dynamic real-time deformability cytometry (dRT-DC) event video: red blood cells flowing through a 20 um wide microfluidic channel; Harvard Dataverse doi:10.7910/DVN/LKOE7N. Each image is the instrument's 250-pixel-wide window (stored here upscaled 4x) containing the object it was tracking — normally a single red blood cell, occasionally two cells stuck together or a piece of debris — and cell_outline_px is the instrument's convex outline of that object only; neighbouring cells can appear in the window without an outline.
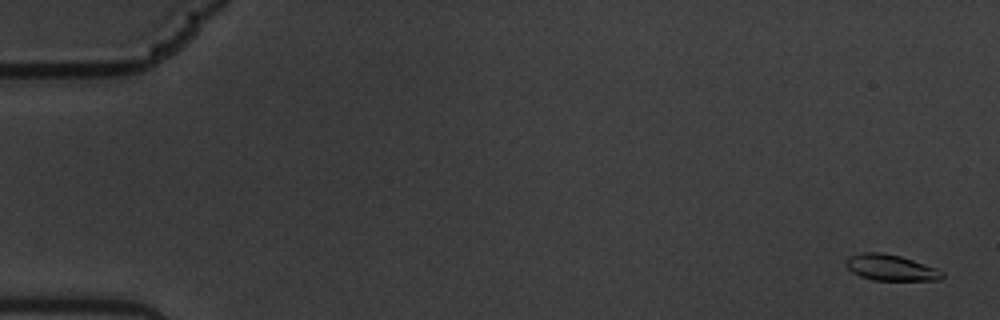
{"species": "common noctule bat (a hibernating species)", "species_latin": "Nyctalus noctula", "temperature_condition": "warm", "stored_images_in_passage": 62, "camera_frame_rate_fps": 3000, "um_per_image_px": 0.085, "animal": {"sex": "male", "body_mass_g": 19.5, "forearm_length_mm": 54.6}, "frame": {"image": 1, "passage_image": 3, "time_ms": 0.667, "image_size_px": [1000, 320], "cell_outline_px": [[944, 276], [940, 280], [872, 280], [860, 276], [852, 272], [844, 264], [844, 260], [848, 256], [864, 252], [880, 252], [900, 256], [936, 268], [944, 272]], "centroid_in_image_um": [75.68, 22.75], "position_along_channel_um": 9.3, "area_um2": 14.62}}
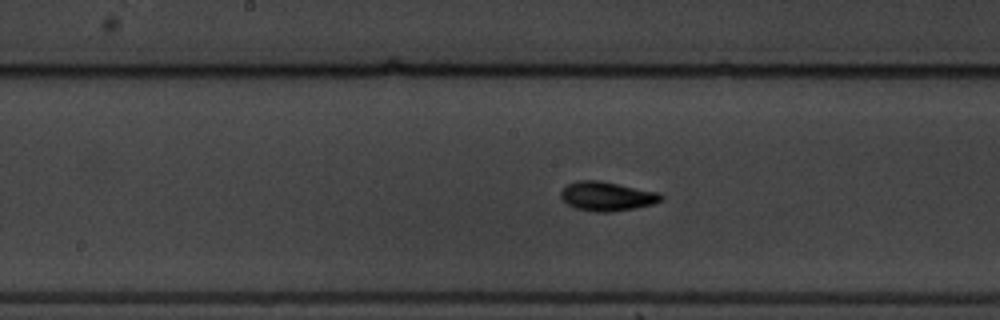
{"frame": {"image": 2, "passage_image": 33, "time_ms": 10.667, "image_size_px": [1000, 320], "cell_outline_px": [[664, 196], [660, 200], [652, 204], [636, 208], [612, 212], [596, 212], [576, 208], [568, 204], [560, 196], [560, 192], [568, 184], [576, 180], [600, 180], [660, 192]], "centroid_in_image_um": [51.6, 16.67], "position_along_channel_um": 196.6, "area_um2": 17.11}}
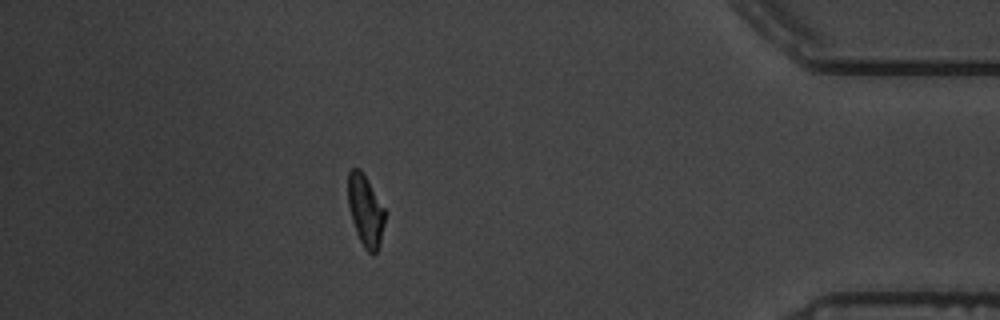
{"frame": {"image": 3, "passage_image": 55, "time_ms": 18.0, "image_size_px": [1000, 320], "cell_outline_px": [[384, 224], [380, 244], [376, 252], [372, 256], [364, 248], [356, 232], [352, 220], [348, 204], [348, 172], [352, 168], [360, 168], [384, 208]], "centroid_in_image_um": [31.05, 17.92], "position_along_channel_um": 404.1, "area_um2": 15.14}, "authors_computed_cell_mechanics": {"area_um2": 15.6638, "velocity_mm_per_s": 3.3875, "shape_relaxation_time_tau1_ms": 2.8911, "shape_relaxation_time_tau2_ms": 3.1353, "deformation_change_tau1": 0.1391, "deformation_change_tau2": 0.0654}}